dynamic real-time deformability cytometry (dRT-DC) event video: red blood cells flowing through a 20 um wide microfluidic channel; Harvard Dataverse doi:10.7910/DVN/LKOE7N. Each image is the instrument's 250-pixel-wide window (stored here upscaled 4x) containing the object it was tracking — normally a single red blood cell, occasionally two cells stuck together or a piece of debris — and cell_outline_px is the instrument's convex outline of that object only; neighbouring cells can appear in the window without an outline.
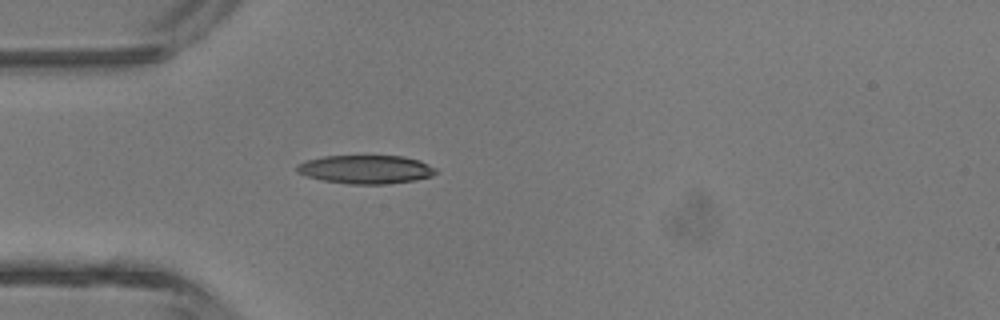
{"species": "common noctule bat (a hibernating species)", "species_latin": "Nyctalus noctula", "temperature_condition": "room temperature", "stored_images_in_passage": 1, "camera_frame_rate_fps": 3000, "um_per_image_px": 0.085, "animal": {"sex": "male", "body_mass_g": 13.3}, "frame": {"image": 1, "passage_image": 1, "time_ms": 0.0, "image_size_px": [1000, 320], "cell_outline_px": [[440, 172], [432, 176], [416, 180], [384, 184], [348, 184], [324, 180], [308, 176], [296, 172], [296, 164], [304, 160], [324, 156], [404, 156], [420, 160], [436, 168]], "centroid_in_image_um": [31.12, 14.39], "position_along_channel_um": 53.9, "area_um2": 23.29}}